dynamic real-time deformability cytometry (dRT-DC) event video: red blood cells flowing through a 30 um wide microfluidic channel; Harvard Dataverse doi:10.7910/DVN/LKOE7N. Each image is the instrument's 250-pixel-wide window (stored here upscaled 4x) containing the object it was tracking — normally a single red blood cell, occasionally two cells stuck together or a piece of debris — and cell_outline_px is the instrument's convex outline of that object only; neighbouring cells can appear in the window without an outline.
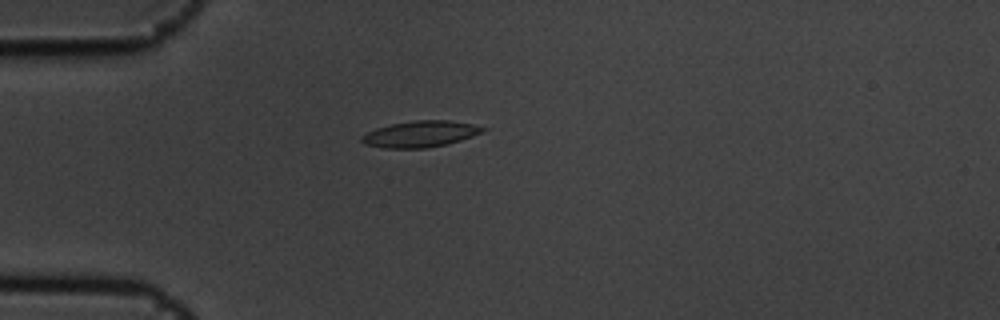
{"species": "common noctule bat (a hibernating species)", "species_latin": "Nyctalus noctula", "temperature_condition": "cold", "stored_images_in_passage": 1, "camera_frame_rate_fps": 3000, "um_per_image_px": 0.085, "animal": {"sex": "male", "body_mass_g": 19.5, "forearm_length_mm": 54.6}, "frame": {"image": 1, "passage_image": 1, "time_ms": 0.0, "image_size_px": [1000, 320], "cell_outline_px": [[488, 128], [484, 132], [460, 140], [428, 148], [384, 148], [364, 144], [360, 140], [360, 136], [376, 128], [392, 124], [416, 120], [448, 120], [472, 124]], "centroid_in_image_um": [35.72, 11.39], "position_along_channel_um": 49.3, "area_um2": 18.44}}